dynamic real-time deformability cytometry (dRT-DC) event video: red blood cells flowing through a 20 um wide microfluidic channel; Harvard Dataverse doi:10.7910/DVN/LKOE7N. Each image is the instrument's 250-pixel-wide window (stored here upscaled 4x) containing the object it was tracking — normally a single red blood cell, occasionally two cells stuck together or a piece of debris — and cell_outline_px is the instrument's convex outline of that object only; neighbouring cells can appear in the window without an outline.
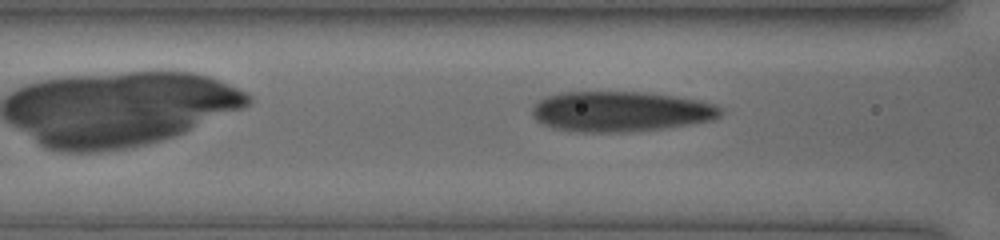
{"species": "human", "species_latin": "Homo sapiens", "temperature_condition": "cold", "stored_images_in_passage": 34, "camera_frame_rate_fps": 3000, "um_per_image_px": 0.085, "donor": {"sex": "female"}, "frame": {"image": 1, "passage_image": 7, "time_ms": 2.0, "image_size_px": [1000, 240], "cell_outline_px": [[724, 112], [716, 120], [660, 128], [628, 132], [568, 132], [552, 128], [536, 120], [532, 116], [532, 108], [540, 100], [548, 96], [564, 92], [648, 92], [676, 96], [700, 100], [716, 104]], "centroid_in_image_um": [52.77, 9.48], "position_along_channel_um": 113.8, "area_um2": 44.51}}
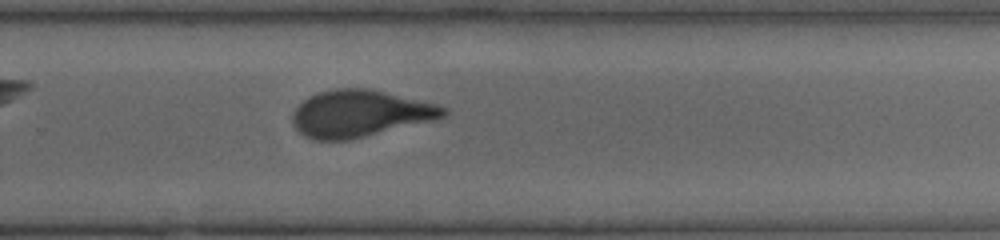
{"frame": {"image": 2, "passage_image": 20, "time_ms": 6.333, "image_size_px": [1000, 240], "cell_outline_px": [[448, 112], [444, 116], [432, 120], [348, 140], [316, 140], [304, 136], [292, 124], [292, 112], [308, 96], [332, 88], [372, 88], [436, 104], [448, 108]], "centroid_in_image_um": [30.56, 9.64], "position_along_channel_um": 299.2, "area_um2": 41.04}}
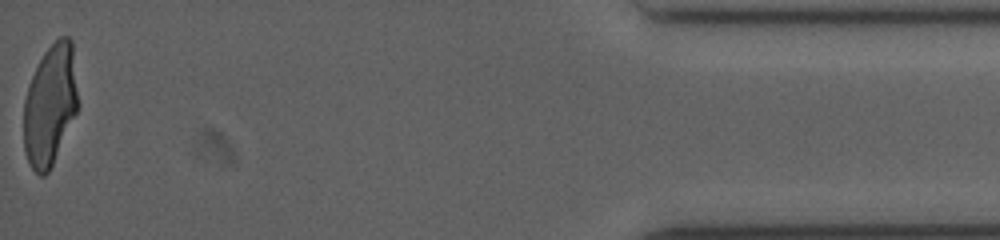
{"frame": {"image": 3, "passage_image": 34, "time_ms": 11.0, "image_size_px": [1000, 240], "cell_outline_px": [[80, 104], [52, 164], [48, 172], [44, 176], [40, 176], [28, 164], [24, 152], [24, 100], [32, 76], [44, 52], [60, 36], [68, 36], [72, 40]], "centroid_in_image_um": [4.28, 8.91], "position_along_channel_um": 430.9, "area_um2": 38.32}}